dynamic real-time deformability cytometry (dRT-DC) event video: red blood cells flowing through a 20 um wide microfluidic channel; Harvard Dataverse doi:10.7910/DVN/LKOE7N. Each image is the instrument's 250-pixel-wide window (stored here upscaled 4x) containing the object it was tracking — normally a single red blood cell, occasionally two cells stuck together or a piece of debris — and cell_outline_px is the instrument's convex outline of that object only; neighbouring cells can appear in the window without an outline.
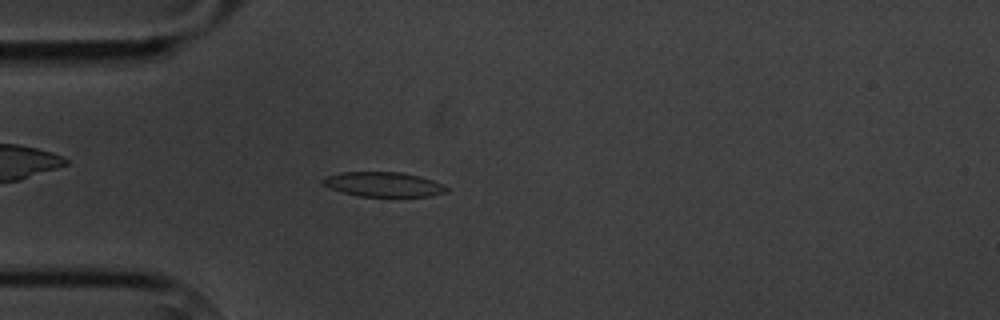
{"species": "common noctule bat (a hibernating species)", "species_latin": "Nyctalus noctula", "temperature_condition": "cold", "stored_images_in_passage": 3, "camera_frame_rate_fps": 3000, "um_per_image_px": 0.085, "animal": {"sex": "male", "body_mass_g": 20.1, "forearm_length_mm": 53.5}, "frame": {"image": 1, "passage_image": 2, "time_ms": 1.333, "image_size_px": [1000, 320], "cell_outline_px": [[448, 192], [428, 196], [360, 196], [344, 192], [320, 184], [320, 180], [324, 176], [340, 172], [400, 172], [420, 176], [444, 184], [448, 188]], "centroid_in_image_um": [32.58, 15.66], "position_along_channel_um": 52.4, "area_um2": 17.8}}